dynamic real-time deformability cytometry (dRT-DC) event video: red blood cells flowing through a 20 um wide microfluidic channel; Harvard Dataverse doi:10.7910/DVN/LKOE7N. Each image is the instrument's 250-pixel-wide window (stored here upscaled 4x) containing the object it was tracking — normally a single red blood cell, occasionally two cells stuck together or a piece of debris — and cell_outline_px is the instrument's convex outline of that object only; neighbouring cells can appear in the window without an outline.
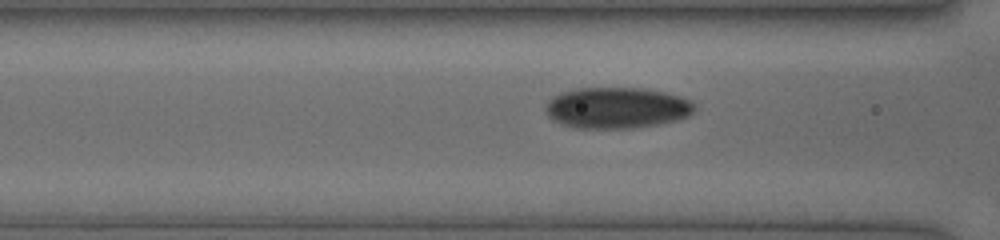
{"species": "human", "species_latin": "Homo sapiens", "temperature_condition": "cold", "stored_images_in_passage": 16, "camera_frame_rate_fps": 3000, "um_per_image_px": 0.085, "donor": {"sex": "female"}, "frame": {"image": 1, "passage_image": 7, "time_ms": 2.0, "image_size_px": [1000, 240], "cell_outline_px": [[696, 108], [688, 116], [676, 120], [660, 124], [632, 128], [576, 128], [564, 124], [548, 116], [544, 108], [548, 100], [552, 96], [560, 92], [576, 88], [644, 88], [664, 92], [680, 96], [692, 100]], "centroid_in_image_um": [52.43, 9.15], "position_along_channel_um": 114.2, "area_um2": 35.84}}
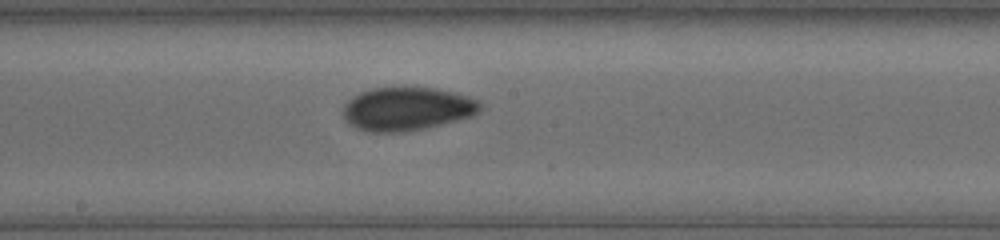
{"frame": {"image": 2, "passage_image": 13, "time_ms": 4.333, "image_size_px": [1000, 240], "cell_outline_px": [[484, 108], [480, 112], [472, 116], [424, 128], [400, 132], [372, 132], [356, 128], [344, 116], [344, 104], [352, 96], [360, 92], [372, 88], [404, 84], [436, 88], [456, 92], [480, 100], [484, 104]], "centroid_in_image_um": [34.65, 9.19], "position_along_channel_um": 213.5, "area_um2": 35.55}}
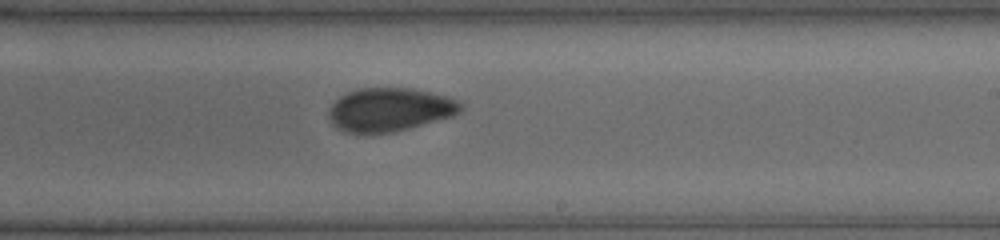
{"frame": {"image": 3, "passage_image": 16, "time_ms": 5.333, "image_size_px": [1000, 240], "cell_outline_px": [[464, 108], [460, 112], [452, 116], [408, 128], [392, 132], [344, 132], [328, 116], [328, 112], [332, 104], [340, 96], [356, 88], [412, 88], [432, 92], [448, 96], [460, 100], [464, 104]], "centroid_in_image_um": [33.19, 9.28], "position_along_channel_um": 255.8, "area_um2": 33.23}}